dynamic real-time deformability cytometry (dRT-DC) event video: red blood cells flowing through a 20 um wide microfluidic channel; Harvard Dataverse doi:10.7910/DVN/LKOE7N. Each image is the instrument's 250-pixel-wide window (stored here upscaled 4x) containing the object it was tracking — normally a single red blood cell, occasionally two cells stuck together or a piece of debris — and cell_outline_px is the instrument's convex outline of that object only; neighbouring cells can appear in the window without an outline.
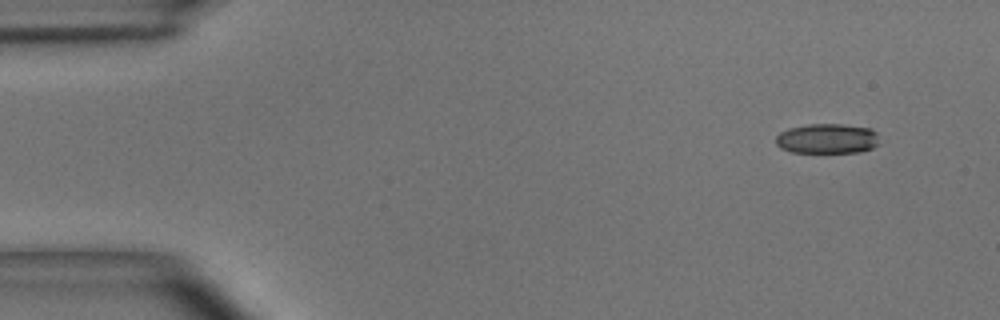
{"species": "common noctule bat (a hibernating species)", "species_latin": "Nyctalus noctula", "temperature_condition": "room temperature", "stored_images_in_passage": 3, "camera_frame_rate_fps": 3000, "um_per_image_px": 0.085, "animal": {"sex": "male", "body_mass_g": 15.6}, "frame": {"image": 1, "passage_image": 1, "time_ms": 0.0, "image_size_px": [1000, 320], "cell_outline_px": [[880, 144], [872, 148], [860, 152], [792, 152], [780, 148], [776, 144], [776, 136], [780, 132], [788, 128], [808, 124], [844, 124], [872, 128], [876, 132]], "centroid_in_image_um": [70.33, 11.77], "position_along_channel_um": 14.7, "area_um2": 18.26}}
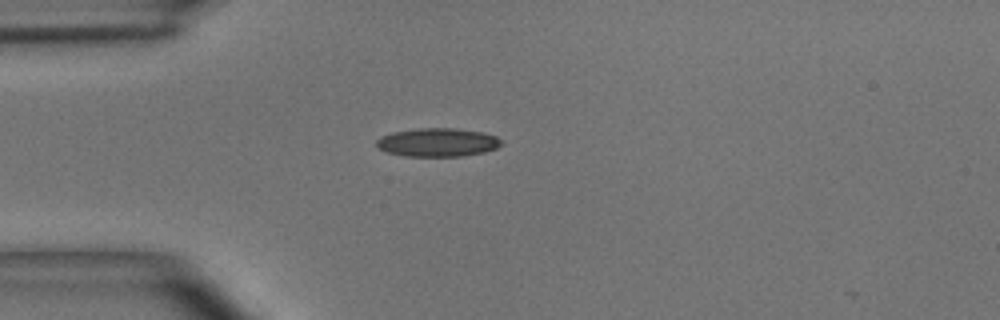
{"frame": {"image": 2, "passage_image": 3, "time_ms": 0.667, "image_size_px": [1000, 320], "cell_outline_px": [[504, 144], [496, 148], [484, 152], [460, 156], [404, 156], [388, 152], [376, 148], [376, 140], [380, 136], [392, 132], [420, 128], [456, 128], [480, 132], [496, 136], [504, 140]], "centroid_in_image_um": [37.2, 12.1], "position_along_channel_um": 47.8, "area_um2": 20.87}}